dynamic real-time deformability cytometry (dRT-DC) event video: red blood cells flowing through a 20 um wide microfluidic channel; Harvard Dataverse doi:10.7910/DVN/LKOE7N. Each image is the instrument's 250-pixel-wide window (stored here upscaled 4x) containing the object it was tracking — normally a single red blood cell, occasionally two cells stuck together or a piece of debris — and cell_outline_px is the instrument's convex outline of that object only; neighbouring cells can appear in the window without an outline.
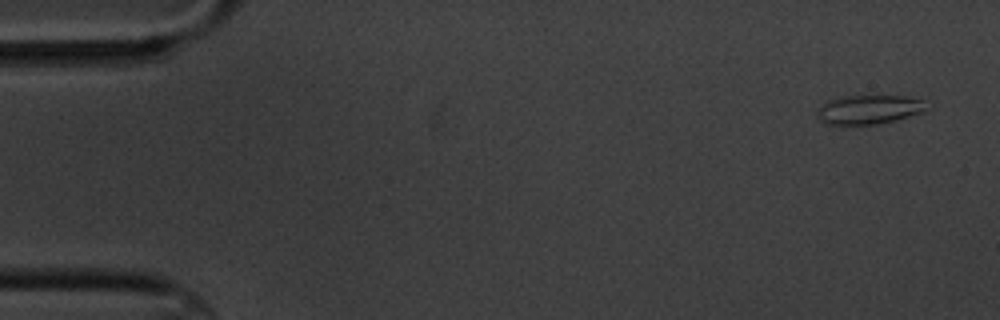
{"species": "common noctule bat (a hibernating species)", "species_latin": "Nyctalus noctula", "temperature_condition": "cold", "stored_images_in_passage": 5, "camera_frame_rate_fps": 3000, "um_per_image_px": 0.085, "animal": {"sex": "male", "body_mass_g": 20.1, "forearm_length_mm": 53.5}, "frame": {"image": 1, "passage_image": 1, "time_ms": 0.0, "image_size_px": [1000, 320], "cell_outline_px": [[928, 108], [924, 112], [896, 120], [876, 124], [824, 124], [816, 116], [816, 112], [828, 100], [840, 96], [904, 96], [920, 100]], "centroid_in_image_um": [73.83, 9.31], "position_along_channel_um": 11.2, "area_um2": 18.38}}
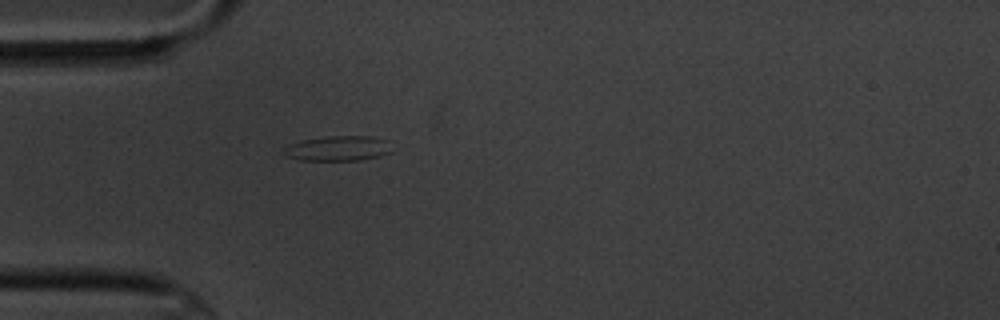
{"frame": {"image": 2, "passage_image": 5, "time_ms": 4.667, "image_size_px": [1000, 320], "cell_outline_px": [[392, 152], [380, 156], [360, 160], [300, 160], [284, 156], [280, 152], [288, 144], [300, 140], [328, 136], [372, 136], [388, 140]], "centroid_in_image_um": [28.7, 12.61], "position_along_channel_um": 56.3, "area_um2": 16.07}}